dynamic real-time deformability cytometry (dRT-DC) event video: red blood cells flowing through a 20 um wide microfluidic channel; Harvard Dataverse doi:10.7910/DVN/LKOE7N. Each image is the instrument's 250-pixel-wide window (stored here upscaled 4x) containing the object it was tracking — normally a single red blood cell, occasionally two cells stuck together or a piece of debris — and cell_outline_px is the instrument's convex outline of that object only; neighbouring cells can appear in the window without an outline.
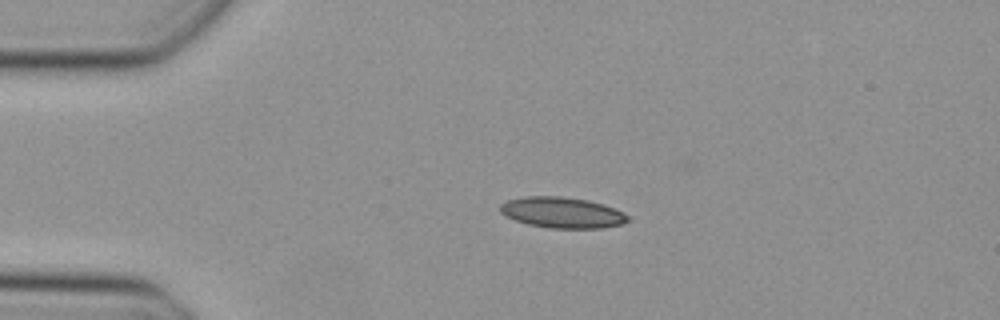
{"species": "Egyptian fruit bat (a non-hibernating species)", "species_latin": "Rousettus aegyptiacus", "temperature_condition": "cold", "stored_images_in_passage": 33, "camera_frame_rate_fps": 3000, "um_per_image_px": 0.085, "animal": {"sex": "female"}, "frame": {"image": 1, "passage_image": 1, "time_ms": 0.0, "image_size_px": [1000, 320], "cell_outline_px": [[632, 220], [624, 224], [604, 228], [548, 228], [528, 224], [516, 220], [500, 212], [500, 204], [508, 200], [524, 196], [560, 196], [588, 200], [604, 204], [616, 208], [628, 216]], "centroid_in_image_um": [47.84, 18.07], "position_along_channel_um": 37.2, "area_um2": 23.12}}
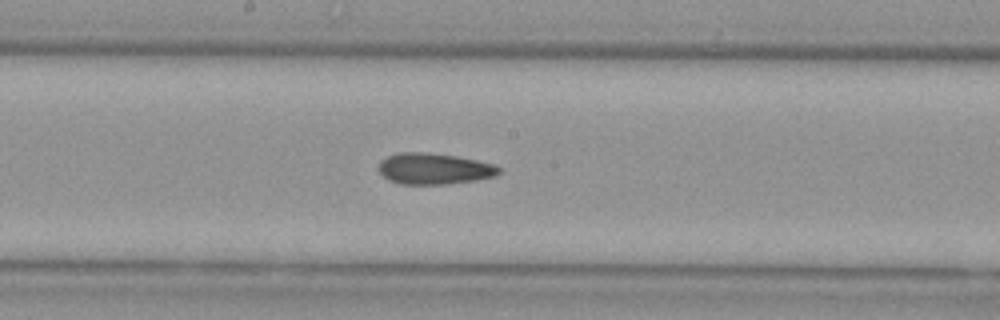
{"frame": {"image": 2, "passage_image": 16, "time_ms": 5.0, "image_size_px": [1000, 320], "cell_outline_px": [[500, 172], [496, 176], [476, 180], [448, 184], [400, 184], [388, 180], [376, 168], [380, 160], [396, 152], [424, 152], [456, 156], [496, 164], [500, 168]], "centroid_in_image_um": [36.88, 14.34], "position_along_channel_um": 211.3, "area_um2": 22.08}}
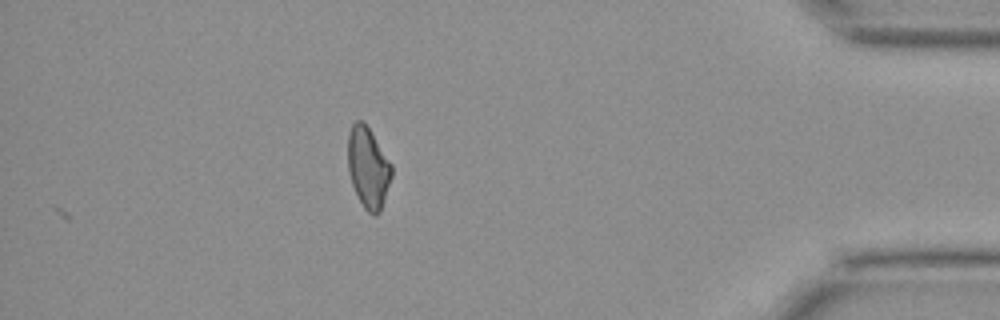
{"frame": {"image": 3, "passage_image": 33, "time_ms": 10.667, "image_size_px": [1000, 320], "cell_outline_px": [[392, 176], [380, 212], [376, 216], [372, 216], [364, 208], [352, 184], [348, 168], [348, 132], [352, 124], [356, 120], [364, 120], [392, 164]], "centroid_in_image_um": [31.29, 14.22], "position_along_channel_um": 403.9, "area_um2": 20.69}}